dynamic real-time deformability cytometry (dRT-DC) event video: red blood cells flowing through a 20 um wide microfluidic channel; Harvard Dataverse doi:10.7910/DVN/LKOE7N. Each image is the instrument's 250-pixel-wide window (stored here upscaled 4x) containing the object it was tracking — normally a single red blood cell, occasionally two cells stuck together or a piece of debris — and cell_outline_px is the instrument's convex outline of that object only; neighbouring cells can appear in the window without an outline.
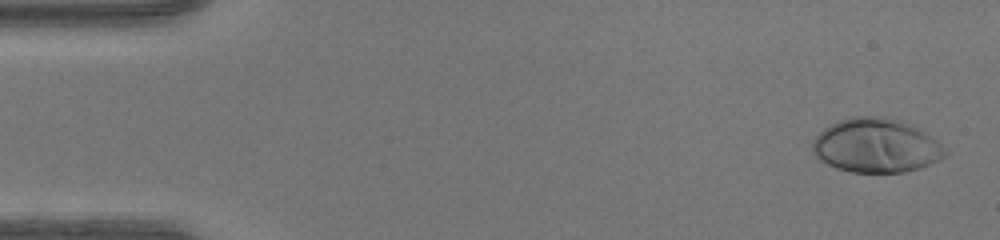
{"species": "human", "species_latin": "Homo sapiens", "temperature_condition": "warm", "stored_images_in_passage": 47, "camera_frame_rate_fps": 3000, "um_per_image_px": 0.085, "donor": {"sex": "female"}, "frame": {"image": 1, "passage_image": 2, "time_ms": 0.333, "image_size_px": [1000, 240], "cell_outline_px": [[948, 152], [940, 160], [920, 168], [904, 172], [852, 172], [836, 168], [820, 160], [812, 152], [812, 140], [824, 128], [840, 120], [852, 116], [884, 116], [900, 120], [912, 124], [936, 140]], "centroid_in_image_um": [74.46, 12.37], "position_along_channel_um": 10.5, "area_um2": 41.85}}
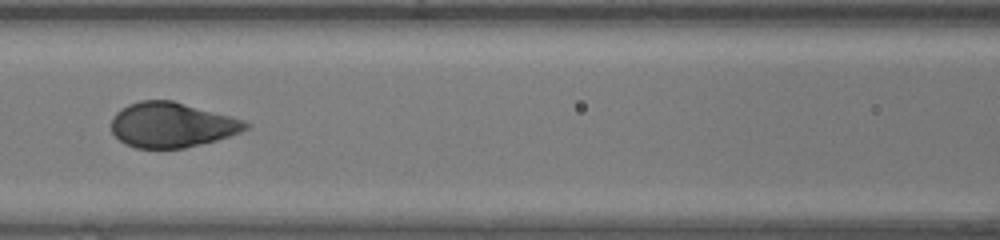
{"frame": {"image": 2, "passage_image": 21, "time_ms": 6.667, "image_size_px": [1000, 240], "cell_outline_px": [[252, 124], [248, 128], [240, 132], [216, 140], [184, 148], [136, 148], [124, 144], [112, 132], [112, 116], [120, 108], [128, 104], [140, 100], [172, 100], [244, 120]], "centroid_in_image_um": [14.58, 10.61], "position_along_channel_um": 152.0, "area_um2": 35.14}}
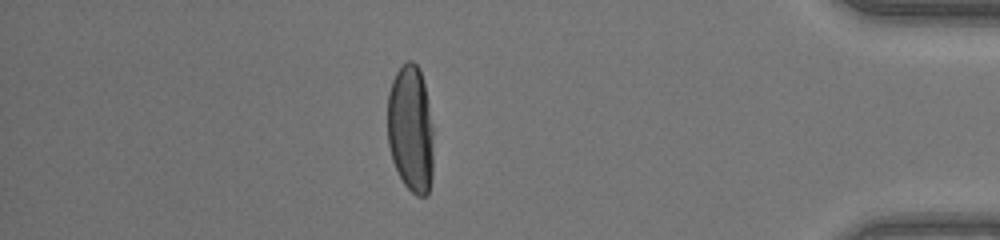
{"frame": {"image": 3, "passage_image": 41, "time_ms": 13.333, "image_size_px": [1000, 240], "cell_outline_px": [[432, 176], [428, 192], [424, 196], [416, 196], [404, 184], [392, 160], [388, 144], [388, 92], [392, 80], [396, 72], [408, 60], [412, 60], [420, 68], [428, 100], [432, 128]], "centroid_in_image_um": [34.9, 10.94], "position_along_channel_um": 400.3, "area_um2": 34.04}, "authors_computed_cell_mechanics": {"area_um2": 36.5296, "velocity_mm_per_s": 4.3654, "shape_relaxation_time_tau1_ms": 2.7957, "shape_relaxation_time_tau2_ms": null, "deformation_change_tau1": 0.2244, "deformation_change_tau2": null}}